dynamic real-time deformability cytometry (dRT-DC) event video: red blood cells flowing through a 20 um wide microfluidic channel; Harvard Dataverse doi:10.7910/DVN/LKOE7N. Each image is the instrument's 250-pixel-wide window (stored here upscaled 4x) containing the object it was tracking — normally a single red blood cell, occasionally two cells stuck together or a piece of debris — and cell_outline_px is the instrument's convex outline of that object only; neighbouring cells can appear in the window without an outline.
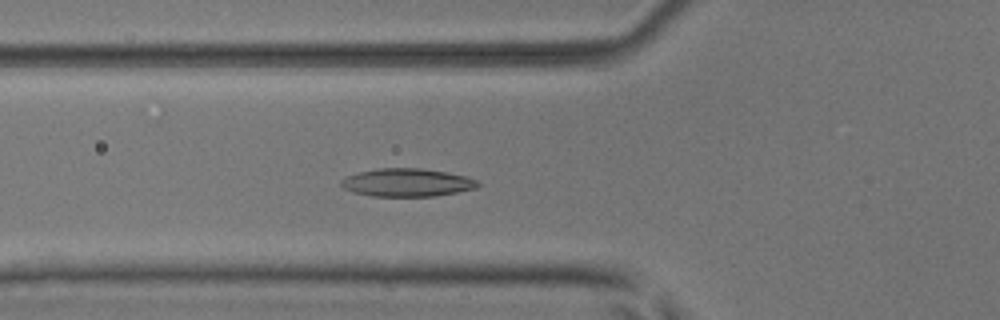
{"species": "common noctule bat (a hibernating species)", "species_latin": "Nyctalus noctula", "temperature_condition": "room temperature", "stored_images_in_passage": 53, "camera_frame_rate_fps": 3000, "um_per_image_px": 0.085, "animal": {"sex": "male", "body_mass_g": 17.9, "forearm_length_mm": 54.2}, "frame": {"image": 1, "passage_image": 20, "time_ms": 6.333, "image_size_px": [1000, 320], "cell_outline_px": [[480, 184], [476, 188], [456, 192], [432, 196], [372, 196], [352, 192], [344, 188], [340, 184], [340, 180], [348, 176], [360, 172], [380, 168], [420, 168], [444, 172], [464, 176], [476, 180]], "centroid_in_image_um": [34.56, 15.52], "position_along_channel_um": 91.2, "area_um2": 22.02}}
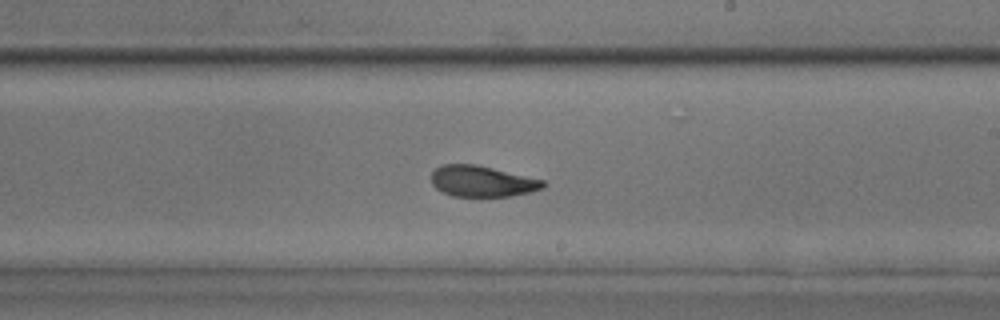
{"frame": {"image": 2, "passage_image": 32, "time_ms": 10.333, "image_size_px": [1000, 320], "cell_outline_px": [[548, 184], [544, 188], [532, 192], [512, 196], [452, 196], [440, 192], [432, 184], [432, 172], [436, 168], [444, 164], [476, 164], [544, 180]], "centroid_in_image_um": [41.0, 15.41], "position_along_channel_um": 248.0, "area_um2": 20.35}}
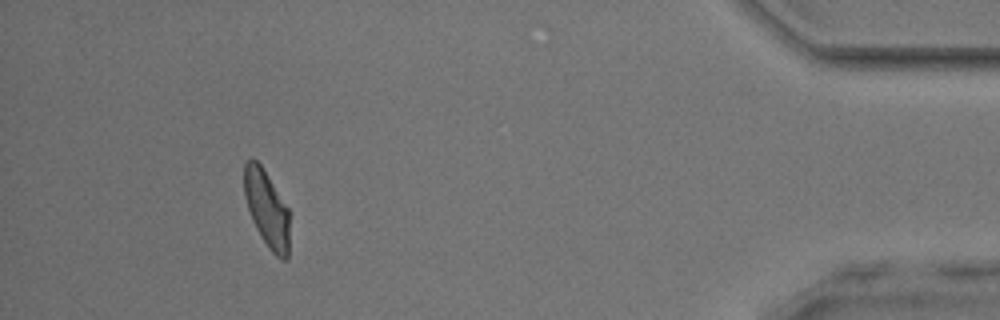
{"frame": {"image": 3, "passage_image": 49, "time_ms": 16.0, "image_size_px": [1000, 320], "cell_outline_px": [[288, 260], [280, 260], [268, 248], [256, 228], [252, 220], [244, 196], [244, 164], [252, 156], [260, 164], [288, 208]], "centroid_in_image_um": [22.66, 17.75], "position_along_channel_um": 412.5, "area_um2": 20.06}, "authors_computed_cell_mechanics": {"area_um2": 21.2126, "velocity_mm_per_s": 3.9333, "shape_relaxation_time_tau1_ms": 5.0263, "shape_relaxation_time_tau2_ms": 2.6626, "deformation_change_tau1": 0.1435, "deformation_change_tau2": 0.0794}}